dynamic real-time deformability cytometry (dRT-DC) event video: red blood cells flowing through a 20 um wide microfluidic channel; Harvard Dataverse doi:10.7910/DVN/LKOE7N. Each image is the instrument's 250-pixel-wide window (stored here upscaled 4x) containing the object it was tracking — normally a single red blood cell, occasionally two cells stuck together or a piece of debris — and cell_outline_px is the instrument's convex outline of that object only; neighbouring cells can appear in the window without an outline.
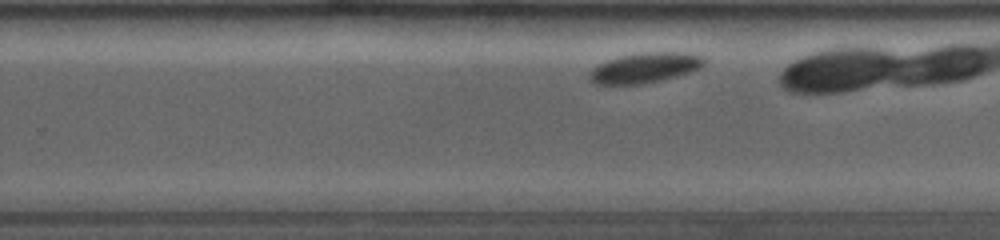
{"species": "common noctule bat (a hibernating species)", "species_latin": "Nyctalus noctula", "temperature_condition": "room temperature", "stored_images_in_passage": 29, "camera_frame_rate_fps": 4000, "um_per_image_px": 0.085, "animal": {"sex": "female", "body_mass_g": 19.0, "forearm_length_mm": 53.3}, "frame": {"image": 1, "passage_image": 17, "time_ms": 5.25, "image_size_px": [1000, 240], "cell_outline_px": [[704, 64], [700, 68], [692, 72], [660, 80], [640, 84], [592, 84], [588, 80], [588, 72], [592, 68], [608, 60], [620, 56], [636, 52], [688, 52], [704, 56]], "centroid_in_image_um": [54.8, 5.75], "position_along_channel_um": 275.0, "area_um2": 20.4}}